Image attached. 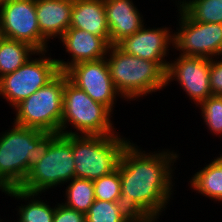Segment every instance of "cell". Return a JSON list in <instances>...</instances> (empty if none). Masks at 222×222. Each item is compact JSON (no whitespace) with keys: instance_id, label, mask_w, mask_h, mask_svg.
Instances as JSON below:
<instances>
[{"instance_id":"cell-1","label":"cell","mask_w":222,"mask_h":222,"mask_svg":"<svg viewBox=\"0 0 222 222\" xmlns=\"http://www.w3.org/2000/svg\"><path fill=\"white\" fill-rule=\"evenodd\" d=\"M138 148L130 142L122 152L119 203L134 219L159 217L173 192L172 166L179 156L168 149L146 153Z\"/></svg>"},{"instance_id":"cell-2","label":"cell","mask_w":222,"mask_h":222,"mask_svg":"<svg viewBox=\"0 0 222 222\" xmlns=\"http://www.w3.org/2000/svg\"><path fill=\"white\" fill-rule=\"evenodd\" d=\"M0 135V189L20 188L30 168L61 134L14 125ZM8 131V132H7Z\"/></svg>"},{"instance_id":"cell-3","label":"cell","mask_w":222,"mask_h":222,"mask_svg":"<svg viewBox=\"0 0 222 222\" xmlns=\"http://www.w3.org/2000/svg\"><path fill=\"white\" fill-rule=\"evenodd\" d=\"M107 54L111 80L123 99L136 100L166 87V72L155 61L129 55L117 45Z\"/></svg>"},{"instance_id":"cell-4","label":"cell","mask_w":222,"mask_h":222,"mask_svg":"<svg viewBox=\"0 0 222 222\" xmlns=\"http://www.w3.org/2000/svg\"><path fill=\"white\" fill-rule=\"evenodd\" d=\"M64 136L72 144L75 178L92 181L117 170L122 152L130 143L117 134Z\"/></svg>"},{"instance_id":"cell-5","label":"cell","mask_w":222,"mask_h":222,"mask_svg":"<svg viewBox=\"0 0 222 222\" xmlns=\"http://www.w3.org/2000/svg\"><path fill=\"white\" fill-rule=\"evenodd\" d=\"M111 114L113 113L106 106L94 101L69 79L65 81L60 123L62 135H114L117 132L111 123ZM69 124H72L77 132L66 130Z\"/></svg>"},{"instance_id":"cell-6","label":"cell","mask_w":222,"mask_h":222,"mask_svg":"<svg viewBox=\"0 0 222 222\" xmlns=\"http://www.w3.org/2000/svg\"><path fill=\"white\" fill-rule=\"evenodd\" d=\"M68 75L60 71L50 82L14 107V124L60 133L63 93Z\"/></svg>"},{"instance_id":"cell-7","label":"cell","mask_w":222,"mask_h":222,"mask_svg":"<svg viewBox=\"0 0 222 222\" xmlns=\"http://www.w3.org/2000/svg\"><path fill=\"white\" fill-rule=\"evenodd\" d=\"M75 178V164L71 142L60 134L46 155L30 168L21 190L41 194L49 188L70 182ZM65 182V183H64Z\"/></svg>"},{"instance_id":"cell-8","label":"cell","mask_w":222,"mask_h":222,"mask_svg":"<svg viewBox=\"0 0 222 222\" xmlns=\"http://www.w3.org/2000/svg\"><path fill=\"white\" fill-rule=\"evenodd\" d=\"M45 53L47 51L36 52L39 58L30 57L16 71L0 77V95L9 105L15 107L60 72L56 59L46 57Z\"/></svg>"},{"instance_id":"cell-9","label":"cell","mask_w":222,"mask_h":222,"mask_svg":"<svg viewBox=\"0 0 222 222\" xmlns=\"http://www.w3.org/2000/svg\"><path fill=\"white\" fill-rule=\"evenodd\" d=\"M178 32L173 34L174 49L180 55L212 59L222 55V24L194 21L178 6Z\"/></svg>"},{"instance_id":"cell-10","label":"cell","mask_w":222,"mask_h":222,"mask_svg":"<svg viewBox=\"0 0 222 222\" xmlns=\"http://www.w3.org/2000/svg\"><path fill=\"white\" fill-rule=\"evenodd\" d=\"M2 37L24 42L37 52L47 51L48 40L41 34L36 0H11L0 5Z\"/></svg>"},{"instance_id":"cell-11","label":"cell","mask_w":222,"mask_h":222,"mask_svg":"<svg viewBox=\"0 0 222 222\" xmlns=\"http://www.w3.org/2000/svg\"><path fill=\"white\" fill-rule=\"evenodd\" d=\"M65 73L74 85L111 112L116 104V95L122 98L111 80L106 58L77 63Z\"/></svg>"},{"instance_id":"cell-12","label":"cell","mask_w":222,"mask_h":222,"mask_svg":"<svg viewBox=\"0 0 222 222\" xmlns=\"http://www.w3.org/2000/svg\"><path fill=\"white\" fill-rule=\"evenodd\" d=\"M176 61L169 62L166 71V86L177 80L189 99L199 105L213 95L210 86L211 59L179 55Z\"/></svg>"},{"instance_id":"cell-13","label":"cell","mask_w":222,"mask_h":222,"mask_svg":"<svg viewBox=\"0 0 222 222\" xmlns=\"http://www.w3.org/2000/svg\"><path fill=\"white\" fill-rule=\"evenodd\" d=\"M169 28L142 27L136 33L124 38L117 46L129 55L155 61L165 72L169 62L165 60L169 46H173V33Z\"/></svg>"},{"instance_id":"cell-14","label":"cell","mask_w":222,"mask_h":222,"mask_svg":"<svg viewBox=\"0 0 222 222\" xmlns=\"http://www.w3.org/2000/svg\"><path fill=\"white\" fill-rule=\"evenodd\" d=\"M66 52L71 61L56 59L59 70L66 72L71 66L85 61L104 59L107 56L110 44L103 38L78 28H69L61 37Z\"/></svg>"},{"instance_id":"cell-15","label":"cell","mask_w":222,"mask_h":222,"mask_svg":"<svg viewBox=\"0 0 222 222\" xmlns=\"http://www.w3.org/2000/svg\"><path fill=\"white\" fill-rule=\"evenodd\" d=\"M104 5L111 45H117L145 24L132 0H104Z\"/></svg>"},{"instance_id":"cell-16","label":"cell","mask_w":222,"mask_h":222,"mask_svg":"<svg viewBox=\"0 0 222 222\" xmlns=\"http://www.w3.org/2000/svg\"><path fill=\"white\" fill-rule=\"evenodd\" d=\"M72 8L73 0H36L39 30L48 41L70 28Z\"/></svg>"},{"instance_id":"cell-17","label":"cell","mask_w":222,"mask_h":222,"mask_svg":"<svg viewBox=\"0 0 222 222\" xmlns=\"http://www.w3.org/2000/svg\"><path fill=\"white\" fill-rule=\"evenodd\" d=\"M70 28L88 31L111 45L104 0H73Z\"/></svg>"},{"instance_id":"cell-18","label":"cell","mask_w":222,"mask_h":222,"mask_svg":"<svg viewBox=\"0 0 222 222\" xmlns=\"http://www.w3.org/2000/svg\"><path fill=\"white\" fill-rule=\"evenodd\" d=\"M8 194L10 197H15V199L28 200L27 205L19 206L18 222H53V217L55 213V208L47 205L48 203L43 202L44 200L36 199L40 194L29 193L21 190L20 188H11L2 191ZM32 198V199H31ZM35 198V199H34Z\"/></svg>"},{"instance_id":"cell-19","label":"cell","mask_w":222,"mask_h":222,"mask_svg":"<svg viewBox=\"0 0 222 222\" xmlns=\"http://www.w3.org/2000/svg\"><path fill=\"white\" fill-rule=\"evenodd\" d=\"M191 187L207 198L222 201V160L217 157L196 172L191 180Z\"/></svg>"},{"instance_id":"cell-20","label":"cell","mask_w":222,"mask_h":222,"mask_svg":"<svg viewBox=\"0 0 222 222\" xmlns=\"http://www.w3.org/2000/svg\"><path fill=\"white\" fill-rule=\"evenodd\" d=\"M36 52L27 43L2 37L0 39V77L16 71Z\"/></svg>"},{"instance_id":"cell-21","label":"cell","mask_w":222,"mask_h":222,"mask_svg":"<svg viewBox=\"0 0 222 222\" xmlns=\"http://www.w3.org/2000/svg\"><path fill=\"white\" fill-rule=\"evenodd\" d=\"M66 188V202L63 203L67 207L73 208L79 212L86 214L90 206L94 203V185L92 180L73 178Z\"/></svg>"},{"instance_id":"cell-22","label":"cell","mask_w":222,"mask_h":222,"mask_svg":"<svg viewBox=\"0 0 222 222\" xmlns=\"http://www.w3.org/2000/svg\"><path fill=\"white\" fill-rule=\"evenodd\" d=\"M178 5L196 22L222 24V0H183Z\"/></svg>"},{"instance_id":"cell-23","label":"cell","mask_w":222,"mask_h":222,"mask_svg":"<svg viewBox=\"0 0 222 222\" xmlns=\"http://www.w3.org/2000/svg\"><path fill=\"white\" fill-rule=\"evenodd\" d=\"M133 219L119 201L109 202L96 199L85 214L86 222H131Z\"/></svg>"},{"instance_id":"cell-24","label":"cell","mask_w":222,"mask_h":222,"mask_svg":"<svg viewBox=\"0 0 222 222\" xmlns=\"http://www.w3.org/2000/svg\"><path fill=\"white\" fill-rule=\"evenodd\" d=\"M95 199L101 201H119L121 195V180L119 169L93 181Z\"/></svg>"},{"instance_id":"cell-25","label":"cell","mask_w":222,"mask_h":222,"mask_svg":"<svg viewBox=\"0 0 222 222\" xmlns=\"http://www.w3.org/2000/svg\"><path fill=\"white\" fill-rule=\"evenodd\" d=\"M204 124L216 135H222V96L211 95L199 104Z\"/></svg>"},{"instance_id":"cell-26","label":"cell","mask_w":222,"mask_h":222,"mask_svg":"<svg viewBox=\"0 0 222 222\" xmlns=\"http://www.w3.org/2000/svg\"><path fill=\"white\" fill-rule=\"evenodd\" d=\"M56 206L53 222H86L84 213L67 207L63 203H57Z\"/></svg>"},{"instance_id":"cell-27","label":"cell","mask_w":222,"mask_h":222,"mask_svg":"<svg viewBox=\"0 0 222 222\" xmlns=\"http://www.w3.org/2000/svg\"><path fill=\"white\" fill-rule=\"evenodd\" d=\"M209 78L213 95L222 96V57L220 61L214 58L211 59Z\"/></svg>"},{"instance_id":"cell-28","label":"cell","mask_w":222,"mask_h":222,"mask_svg":"<svg viewBox=\"0 0 222 222\" xmlns=\"http://www.w3.org/2000/svg\"><path fill=\"white\" fill-rule=\"evenodd\" d=\"M158 217L150 216L149 218H137L133 219L131 222H155Z\"/></svg>"},{"instance_id":"cell-29","label":"cell","mask_w":222,"mask_h":222,"mask_svg":"<svg viewBox=\"0 0 222 222\" xmlns=\"http://www.w3.org/2000/svg\"><path fill=\"white\" fill-rule=\"evenodd\" d=\"M9 1H11V0H0V5L3 3L9 2Z\"/></svg>"}]
</instances>
